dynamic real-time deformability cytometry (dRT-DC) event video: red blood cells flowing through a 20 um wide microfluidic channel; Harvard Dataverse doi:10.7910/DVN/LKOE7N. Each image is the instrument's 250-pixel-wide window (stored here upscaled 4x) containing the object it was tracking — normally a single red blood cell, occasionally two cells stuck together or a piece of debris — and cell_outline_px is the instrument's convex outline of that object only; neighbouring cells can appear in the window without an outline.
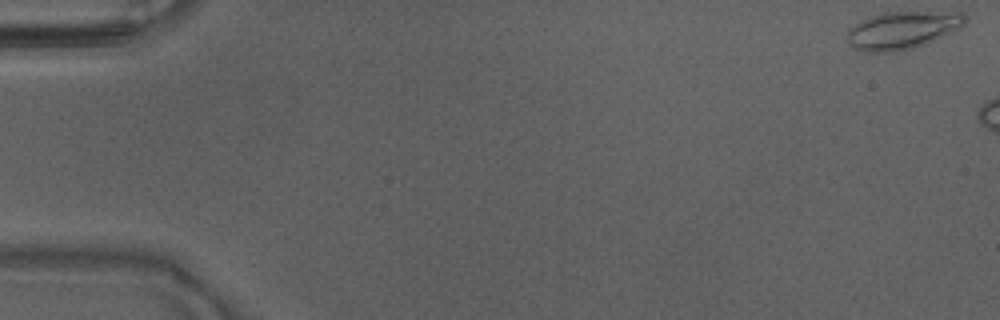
{"species": "Egyptian fruit bat (a non-hibernating species)", "species_latin": "Rousettus aegyptiacus", "temperature_condition": "warm", "stored_images_in_passage": 8, "camera_frame_rate_fps": 3000, "um_per_image_px": 0.085, "animal": {"sex": "male"}, "frame": {"image": 1, "passage_image": 1, "time_ms": 0.0, "image_size_px": [1000, 320], "cell_outline_px": [[968, 16], [964, 24], [960, 28], [924, 44], [912, 48], [884, 52], [868, 52], [848, 44], [848, 28], [860, 20], [884, 12], [964, 12]], "centroid_in_image_um": [76.72, 2.54], "position_along_channel_um": 8.3, "area_um2": 25.55}}